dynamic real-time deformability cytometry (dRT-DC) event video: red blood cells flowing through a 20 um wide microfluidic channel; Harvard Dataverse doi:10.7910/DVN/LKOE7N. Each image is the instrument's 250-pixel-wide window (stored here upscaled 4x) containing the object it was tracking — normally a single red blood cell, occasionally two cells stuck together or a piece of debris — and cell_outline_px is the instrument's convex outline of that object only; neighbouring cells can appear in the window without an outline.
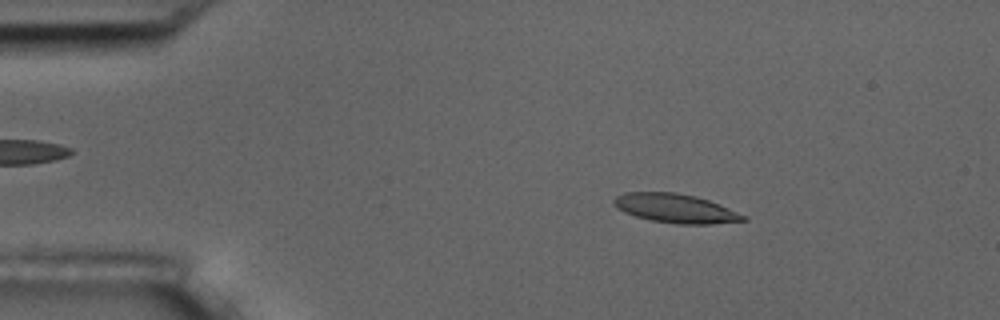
{"species": "common noctule bat (a hibernating species)", "species_latin": "Nyctalus noctula", "temperature_condition": "room temperature", "stored_images_in_passage": 56, "camera_frame_rate_fps": 3000, "um_per_image_px": 0.085, "animal": {"sex": "male", "body_mass_g": 17.5, "forearm_length_mm": 52.3}, "frame": {"image": 1, "passage_image": 9, "time_ms": 2.667, "image_size_px": [1000, 320], "cell_outline_px": [[748, 220], [712, 224], [676, 224], [652, 220], [636, 216], [624, 212], [616, 208], [612, 204], [612, 200], [616, 196], [624, 192], [676, 192], [696, 196], [708, 200], [748, 216]], "centroid_in_image_um": [57.4, 17.71], "position_along_channel_um": 27.6, "area_um2": 21.96}}
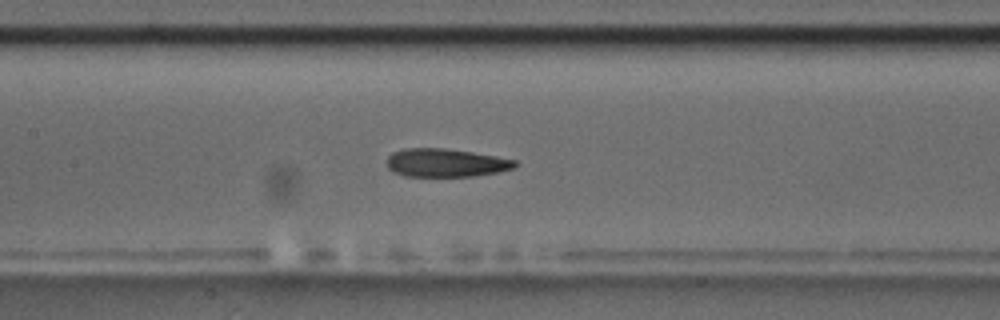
{"frame": {"image": 2, "passage_image": 26, "time_ms": 8.333, "image_size_px": [1000, 320], "cell_outline_px": [[520, 164], [516, 168], [476, 176], [404, 176], [392, 172], [388, 168], [388, 156], [392, 152], [404, 148], [444, 148], [472, 152], [496, 156], [516, 160]], "centroid_in_image_um": [37.91, 13.84], "position_along_channel_um": 169.5, "area_um2": 21.27}}
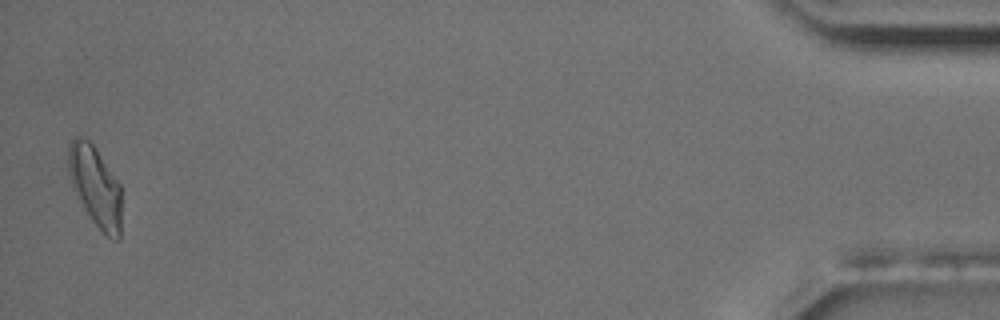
{"frame": {"image": 3, "passage_image": 55, "time_ms": 18.0, "image_size_px": [1000, 320], "cell_outline_px": [[120, 240], [112, 240], [92, 220], [76, 196], [68, 172], [68, 148], [72, 140], [76, 136], [80, 136], [88, 140], [96, 148], [120, 184]], "centroid_in_image_um": [8.09, 15.82], "position_along_channel_um": 427.1, "area_um2": 24.62}, "authors_computed_cell_mechanics": {"area_um2": 22.0796, "velocity_mm_per_s": 3.5905, "shape_relaxation_time_tau1_ms": null, "shape_relaxation_time_tau2_ms": 2.8412, "deformation_change_tau1": null, "deformation_change_tau2": 0.1007}}